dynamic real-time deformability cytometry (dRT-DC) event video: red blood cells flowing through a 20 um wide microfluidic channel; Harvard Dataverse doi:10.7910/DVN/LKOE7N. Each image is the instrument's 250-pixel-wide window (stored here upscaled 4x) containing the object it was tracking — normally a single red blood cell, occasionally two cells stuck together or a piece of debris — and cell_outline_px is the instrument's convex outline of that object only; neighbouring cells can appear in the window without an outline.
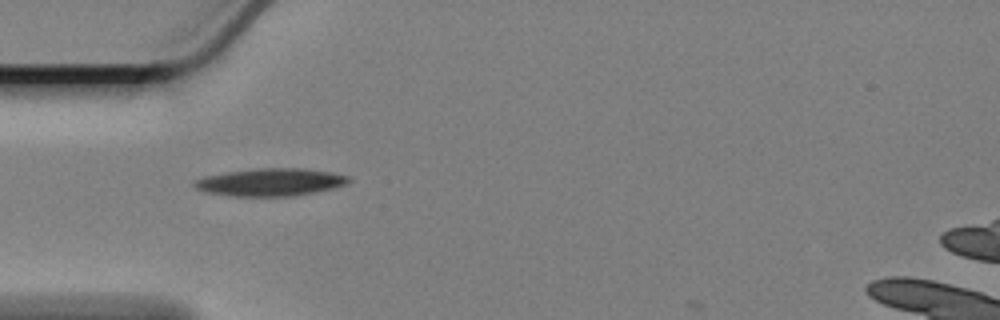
{"species": "Egyptian fruit bat (a non-hibernating species)", "species_latin": "Rousettus aegyptiacus", "temperature_condition": "cold", "stored_images_in_passage": 15, "camera_frame_rate_fps": 3000, "um_per_image_px": 0.085, "animal": {"sex": "female"}, "frame": {"image": 1, "passage_image": 1, "time_ms": 0.0, "image_size_px": [1000, 320], "cell_outline_px": [[352, 180], [348, 184], [332, 188], [292, 196], [236, 196], [208, 192], [196, 188], [192, 184], [196, 180], [204, 176], [228, 172], [256, 168], [304, 168], [332, 172], [348, 176]], "centroid_in_image_um": [23.03, 15.47], "position_along_channel_um": 62.0, "area_um2": 24.62}}
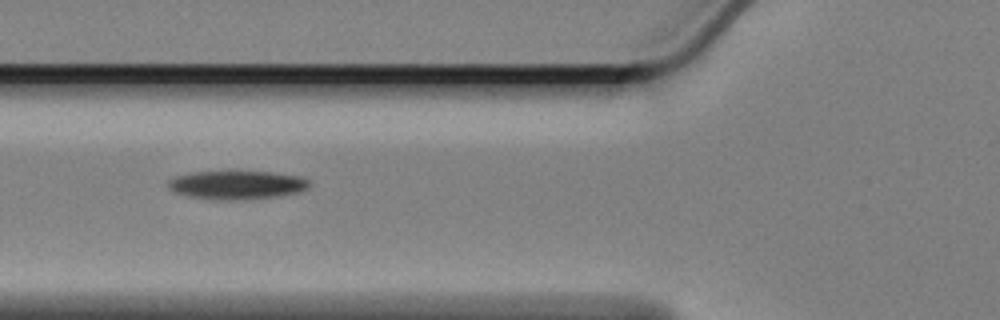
{"frame": {"image": 2, "passage_image": 5, "time_ms": 1.333, "image_size_px": [1000, 320], "cell_outline_px": [[312, 184], [308, 188], [300, 192], [276, 196], [240, 200], [212, 200], [188, 196], [176, 192], [168, 188], [168, 180], [172, 176], [192, 172], [268, 172], [300, 176], [308, 180]], "centroid_in_image_um": [20.11, 15.73], "position_along_channel_um": 105.7, "area_um2": 23.58}}
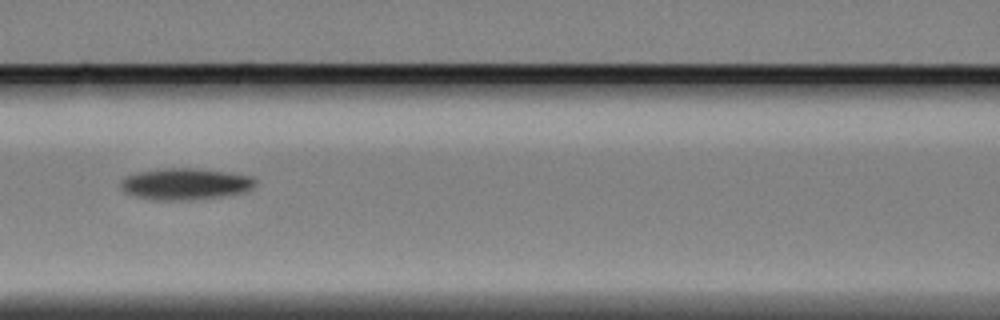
{"frame": {"image": 3, "passage_image": 9, "time_ms": 2.667, "image_size_px": [1000, 320], "cell_outline_px": [[256, 180], [252, 188], [240, 192], [216, 196], [180, 200], [152, 200], [136, 196], [124, 192], [120, 188], [120, 180], [124, 176], [140, 172], [168, 168], [192, 168], [224, 172], [252, 176]], "centroid_in_image_um": [15.66, 15.63], "position_along_channel_um": 150.9, "area_um2": 24.16}}